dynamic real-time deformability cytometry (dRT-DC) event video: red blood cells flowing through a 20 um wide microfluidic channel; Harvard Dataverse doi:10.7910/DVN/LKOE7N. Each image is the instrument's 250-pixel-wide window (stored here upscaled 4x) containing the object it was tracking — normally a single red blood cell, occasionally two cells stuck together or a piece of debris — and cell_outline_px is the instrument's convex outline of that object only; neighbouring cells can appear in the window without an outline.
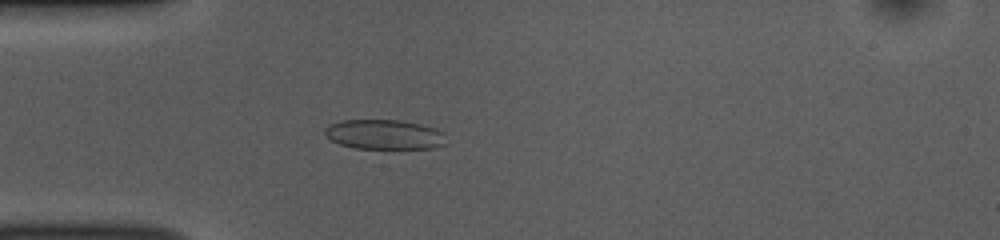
{"species": "common noctule bat (a hibernating species)", "species_latin": "Nyctalus noctula", "temperature_condition": "room temperature", "stored_images_in_passage": 52, "camera_frame_rate_fps": 3000, "um_per_image_px": 0.085, "animal": {"sex": "female", "body_mass_g": 10.0, "forearm_length_mm": 53.1}, "frame": {"image": 1, "passage_image": 14, "time_ms": 4.333, "image_size_px": [1000, 240], "cell_outline_px": [[444, 144], [432, 148], [356, 148], [340, 144], [324, 136], [324, 128], [328, 124], [340, 120], [400, 120], [420, 124], [444, 132]], "centroid_in_image_um": [32.6, 11.42], "position_along_channel_um": 52.4, "area_um2": 20.92}}
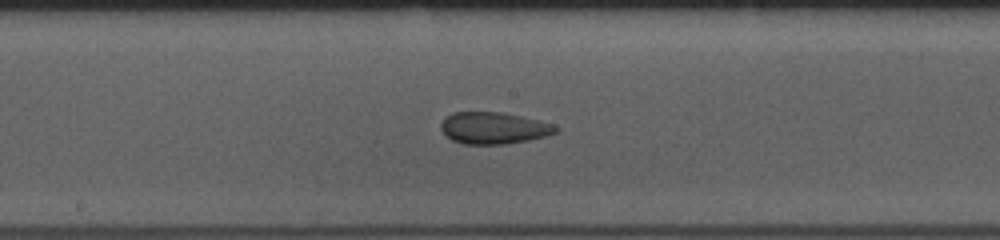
{"frame": {"image": 2, "passage_image": 27, "time_ms": 8.667, "image_size_px": [1000, 240], "cell_outline_px": [[560, 128], [556, 132], [544, 136], [528, 140], [504, 144], [464, 144], [452, 140], [440, 128], [440, 124], [452, 112], [500, 112], [520, 116], [552, 124]], "centroid_in_image_um": [41.95, 10.88], "position_along_channel_um": 206.3, "area_um2": 20.92}}
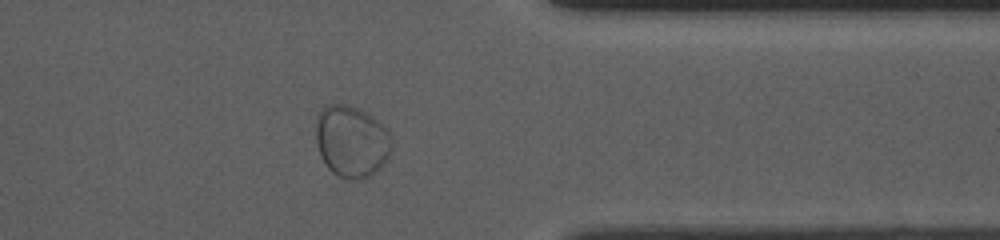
{"frame": {"image": 3, "passage_image": 42, "time_ms": 13.667, "image_size_px": [1000, 240], "cell_outline_px": [[392, 136], [388, 160], [380, 168], [368, 176], [360, 180], [348, 180], [336, 176], [328, 168], [320, 156], [316, 144], [316, 116], [324, 104], [348, 104], [372, 116]], "centroid_in_image_um": [29.84, 12.03], "position_along_channel_um": 381.6, "area_um2": 31.96}}